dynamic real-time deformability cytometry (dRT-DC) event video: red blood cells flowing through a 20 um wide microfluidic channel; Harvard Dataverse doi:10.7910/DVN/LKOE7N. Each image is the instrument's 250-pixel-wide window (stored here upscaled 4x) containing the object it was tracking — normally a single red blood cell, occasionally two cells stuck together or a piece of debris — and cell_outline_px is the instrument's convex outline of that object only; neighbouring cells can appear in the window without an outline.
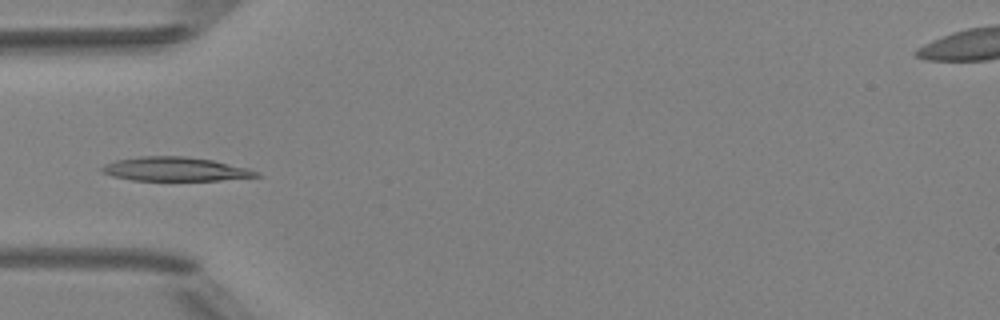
{"species": "Egyptian fruit bat (a non-hibernating species)", "species_latin": "Rousettus aegyptiacus", "temperature_condition": "room temperature", "stored_images_in_passage": 6, "camera_frame_rate_fps": 3000, "um_per_image_px": 0.085, "animal": {"sex": "female"}, "frame": {"image": 1, "passage_image": 5, "time_ms": 4.667, "image_size_px": [1000, 320], "cell_outline_px": [[264, 176], [220, 180], [132, 180], [112, 176], [100, 172], [100, 168], [104, 164], [116, 160], [140, 156], [184, 156], [212, 160], [248, 168], [260, 172]], "centroid_in_image_um": [14.89, 14.37], "position_along_channel_um": 70.1, "area_um2": 21.62}}
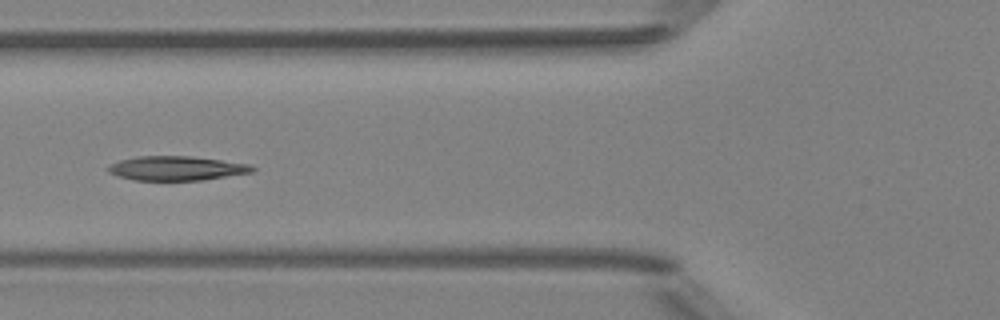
{"frame": {"image": 2, "passage_image": 6, "time_ms": 5.667, "image_size_px": [1000, 320], "cell_outline_px": [[256, 168], [252, 172], [204, 180], [132, 180], [116, 176], [108, 172], [108, 164], [120, 160], [136, 156], [192, 156], [248, 164]], "centroid_in_image_um": [14.95, 14.3], "position_along_channel_um": 110.9, "area_um2": 20.46}}